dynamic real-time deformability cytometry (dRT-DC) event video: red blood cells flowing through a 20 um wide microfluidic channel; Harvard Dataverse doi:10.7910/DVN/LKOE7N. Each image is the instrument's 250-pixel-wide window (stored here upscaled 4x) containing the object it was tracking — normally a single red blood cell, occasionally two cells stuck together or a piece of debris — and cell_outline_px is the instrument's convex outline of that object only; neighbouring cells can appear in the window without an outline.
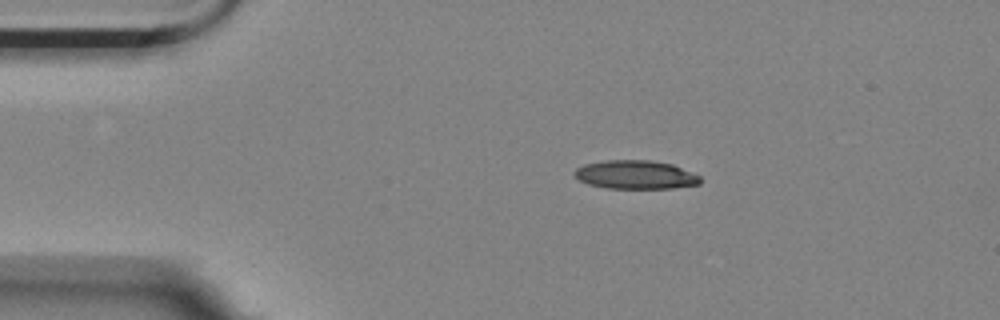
{"species": "Egyptian fruit bat (a non-hibernating species)", "species_latin": "Rousettus aegyptiacus", "temperature_condition": "room temperature", "stored_images_in_passage": 4, "camera_frame_rate_fps": 3000, "um_per_image_px": 0.085, "animal": {"sex": "female"}, "frame": {"image": 1, "passage_image": 1, "time_ms": 0.0, "image_size_px": [1000, 320], "cell_outline_px": [[700, 184], [672, 188], [604, 188], [588, 184], [580, 180], [572, 172], [576, 168], [584, 164], [604, 160], [648, 160], [672, 164], [700, 176]], "centroid_in_image_um": [53.99, 14.85], "position_along_channel_um": 31.0, "area_um2": 20.92}}
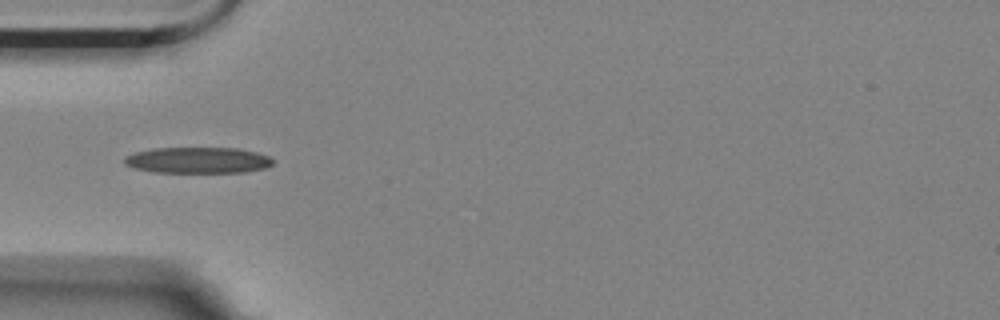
{"frame": {"image": 2, "passage_image": 3, "time_ms": 0.667, "image_size_px": [1000, 320], "cell_outline_px": [[272, 164], [264, 168], [244, 172], [152, 172], [132, 168], [124, 164], [124, 156], [136, 152], [152, 148], [236, 148], [256, 152], [268, 156], [272, 160]], "centroid_in_image_um": [16.75, 13.62], "position_along_channel_um": 68.2, "area_um2": 22.54}}
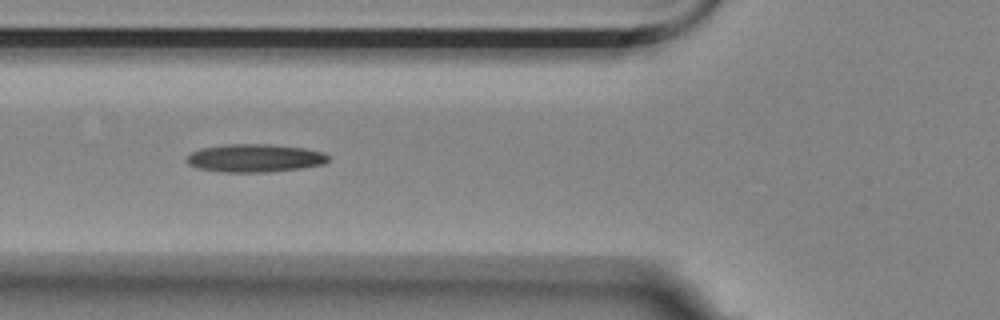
{"frame": {"image": 3, "passage_image": 4, "time_ms": 1.0, "image_size_px": [1000, 320], "cell_outline_px": [[328, 160], [324, 164], [300, 168], [268, 172], [224, 172], [200, 168], [188, 164], [188, 156], [192, 152], [200, 148], [224, 144], [268, 144], [304, 148], [324, 152], [328, 156]], "centroid_in_image_um": [21.68, 13.43], "position_along_channel_um": 104.1, "area_um2": 23.0}}